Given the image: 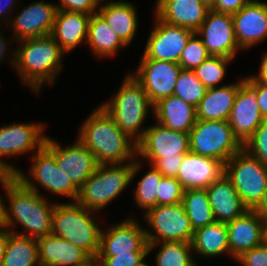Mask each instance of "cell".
Returning a JSON list of instances; mask_svg holds the SVG:
<instances>
[{"instance_id": "52", "label": "cell", "mask_w": 267, "mask_h": 266, "mask_svg": "<svg viewBox=\"0 0 267 266\" xmlns=\"http://www.w3.org/2000/svg\"><path fill=\"white\" fill-rule=\"evenodd\" d=\"M5 206H6V204L0 195V227H2L4 225Z\"/></svg>"}, {"instance_id": "15", "label": "cell", "mask_w": 267, "mask_h": 266, "mask_svg": "<svg viewBox=\"0 0 267 266\" xmlns=\"http://www.w3.org/2000/svg\"><path fill=\"white\" fill-rule=\"evenodd\" d=\"M148 244L145 229L133 217L101 231L100 246L96 257L148 252Z\"/></svg>"}, {"instance_id": "36", "label": "cell", "mask_w": 267, "mask_h": 266, "mask_svg": "<svg viewBox=\"0 0 267 266\" xmlns=\"http://www.w3.org/2000/svg\"><path fill=\"white\" fill-rule=\"evenodd\" d=\"M163 175L151 165L148 171L138 182L135 190V202L140 209L146 212L148 209L157 206V193Z\"/></svg>"}, {"instance_id": "25", "label": "cell", "mask_w": 267, "mask_h": 266, "mask_svg": "<svg viewBox=\"0 0 267 266\" xmlns=\"http://www.w3.org/2000/svg\"><path fill=\"white\" fill-rule=\"evenodd\" d=\"M206 192L216 222L227 223L248 210L224 173L206 188Z\"/></svg>"}, {"instance_id": "22", "label": "cell", "mask_w": 267, "mask_h": 266, "mask_svg": "<svg viewBox=\"0 0 267 266\" xmlns=\"http://www.w3.org/2000/svg\"><path fill=\"white\" fill-rule=\"evenodd\" d=\"M224 173V164L218 159L192 152L185 154L176 179L184 190L206 189Z\"/></svg>"}, {"instance_id": "27", "label": "cell", "mask_w": 267, "mask_h": 266, "mask_svg": "<svg viewBox=\"0 0 267 266\" xmlns=\"http://www.w3.org/2000/svg\"><path fill=\"white\" fill-rule=\"evenodd\" d=\"M90 17L81 12L57 10L50 36L68 53L82 41L86 42Z\"/></svg>"}, {"instance_id": "12", "label": "cell", "mask_w": 267, "mask_h": 266, "mask_svg": "<svg viewBox=\"0 0 267 266\" xmlns=\"http://www.w3.org/2000/svg\"><path fill=\"white\" fill-rule=\"evenodd\" d=\"M44 147L55 157L58 167L78 190L99 165L94 154L78 138L73 145L63 147L47 136Z\"/></svg>"}, {"instance_id": "10", "label": "cell", "mask_w": 267, "mask_h": 266, "mask_svg": "<svg viewBox=\"0 0 267 266\" xmlns=\"http://www.w3.org/2000/svg\"><path fill=\"white\" fill-rule=\"evenodd\" d=\"M32 160L29 172L32 179L19 170L15 174L19 180L38 193L40 190L35 183L52 194L66 196L73 201L77 200L79 190L68 180L58 167L55 157L44 146L32 155Z\"/></svg>"}, {"instance_id": "41", "label": "cell", "mask_w": 267, "mask_h": 266, "mask_svg": "<svg viewBox=\"0 0 267 266\" xmlns=\"http://www.w3.org/2000/svg\"><path fill=\"white\" fill-rule=\"evenodd\" d=\"M148 252H131V254H118L112 257H96L95 266H140L145 262Z\"/></svg>"}, {"instance_id": "19", "label": "cell", "mask_w": 267, "mask_h": 266, "mask_svg": "<svg viewBox=\"0 0 267 266\" xmlns=\"http://www.w3.org/2000/svg\"><path fill=\"white\" fill-rule=\"evenodd\" d=\"M264 120L257 104L256 91L245 80L238 89L228 119L233 134L244 145Z\"/></svg>"}, {"instance_id": "31", "label": "cell", "mask_w": 267, "mask_h": 266, "mask_svg": "<svg viewBox=\"0 0 267 266\" xmlns=\"http://www.w3.org/2000/svg\"><path fill=\"white\" fill-rule=\"evenodd\" d=\"M86 44L100 58L115 56L119 48L127 46L98 12L89 19Z\"/></svg>"}, {"instance_id": "21", "label": "cell", "mask_w": 267, "mask_h": 266, "mask_svg": "<svg viewBox=\"0 0 267 266\" xmlns=\"http://www.w3.org/2000/svg\"><path fill=\"white\" fill-rule=\"evenodd\" d=\"M40 266H95L82 248L53 234L37 239Z\"/></svg>"}, {"instance_id": "18", "label": "cell", "mask_w": 267, "mask_h": 266, "mask_svg": "<svg viewBox=\"0 0 267 266\" xmlns=\"http://www.w3.org/2000/svg\"><path fill=\"white\" fill-rule=\"evenodd\" d=\"M56 12V3L35 1L28 4L8 24L14 33L11 41L17 43L24 39L50 36Z\"/></svg>"}, {"instance_id": "1", "label": "cell", "mask_w": 267, "mask_h": 266, "mask_svg": "<svg viewBox=\"0 0 267 266\" xmlns=\"http://www.w3.org/2000/svg\"><path fill=\"white\" fill-rule=\"evenodd\" d=\"M0 183L9 202L5 206L3 226L14 234L34 239L50 235L55 203L28 188L15 174L0 171ZM17 223L22 225V233L14 229Z\"/></svg>"}, {"instance_id": "34", "label": "cell", "mask_w": 267, "mask_h": 266, "mask_svg": "<svg viewBox=\"0 0 267 266\" xmlns=\"http://www.w3.org/2000/svg\"><path fill=\"white\" fill-rule=\"evenodd\" d=\"M160 250L156 253V266H197L192 253V245L188 242H157L148 244V253L155 247ZM192 253V254H191Z\"/></svg>"}, {"instance_id": "51", "label": "cell", "mask_w": 267, "mask_h": 266, "mask_svg": "<svg viewBox=\"0 0 267 266\" xmlns=\"http://www.w3.org/2000/svg\"><path fill=\"white\" fill-rule=\"evenodd\" d=\"M4 37L5 36L2 34V32H0V61H4V59H6L9 55L8 44L10 45V43H8L7 39Z\"/></svg>"}, {"instance_id": "54", "label": "cell", "mask_w": 267, "mask_h": 266, "mask_svg": "<svg viewBox=\"0 0 267 266\" xmlns=\"http://www.w3.org/2000/svg\"><path fill=\"white\" fill-rule=\"evenodd\" d=\"M263 243L267 246V221H264L263 226Z\"/></svg>"}, {"instance_id": "20", "label": "cell", "mask_w": 267, "mask_h": 266, "mask_svg": "<svg viewBox=\"0 0 267 266\" xmlns=\"http://www.w3.org/2000/svg\"><path fill=\"white\" fill-rule=\"evenodd\" d=\"M234 33L241 50L252 48L267 38V2L249 1L232 14Z\"/></svg>"}, {"instance_id": "5", "label": "cell", "mask_w": 267, "mask_h": 266, "mask_svg": "<svg viewBox=\"0 0 267 266\" xmlns=\"http://www.w3.org/2000/svg\"><path fill=\"white\" fill-rule=\"evenodd\" d=\"M141 162L136 158L127 163L99 164L79 189L76 201L88 210L101 211L132 182L142 167Z\"/></svg>"}, {"instance_id": "40", "label": "cell", "mask_w": 267, "mask_h": 266, "mask_svg": "<svg viewBox=\"0 0 267 266\" xmlns=\"http://www.w3.org/2000/svg\"><path fill=\"white\" fill-rule=\"evenodd\" d=\"M184 191L181 183L175 177H163L157 193V205L181 203Z\"/></svg>"}, {"instance_id": "49", "label": "cell", "mask_w": 267, "mask_h": 266, "mask_svg": "<svg viewBox=\"0 0 267 266\" xmlns=\"http://www.w3.org/2000/svg\"><path fill=\"white\" fill-rule=\"evenodd\" d=\"M10 233L11 231L8 228L4 226L0 227V262L6 252L7 242H8Z\"/></svg>"}, {"instance_id": "50", "label": "cell", "mask_w": 267, "mask_h": 266, "mask_svg": "<svg viewBox=\"0 0 267 266\" xmlns=\"http://www.w3.org/2000/svg\"><path fill=\"white\" fill-rule=\"evenodd\" d=\"M254 211L258 213L264 221H267V189L263 195L261 202L254 209Z\"/></svg>"}, {"instance_id": "55", "label": "cell", "mask_w": 267, "mask_h": 266, "mask_svg": "<svg viewBox=\"0 0 267 266\" xmlns=\"http://www.w3.org/2000/svg\"><path fill=\"white\" fill-rule=\"evenodd\" d=\"M140 266H150L147 262L142 263Z\"/></svg>"}, {"instance_id": "16", "label": "cell", "mask_w": 267, "mask_h": 266, "mask_svg": "<svg viewBox=\"0 0 267 266\" xmlns=\"http://www.w3.org/2000/svg\"><path fill=\"white\" fill-rule=\"evenodd\" d=\"M196 34L211 56L234 59L238 50L241 51L234 33L232 14L210 9Z\"/></svg>"}, {"instance_id": "23", "label": "cell", "mask_w": 267, "mask_h": 266, "mask_svg": "<svg viewBox=\"0 0 267 266\" xmlns=\"http://www.w3.org/2000/svg\"><path fill=\"white\" fill-rule=\"evenodd\" d=\"M226 226L230 256L234 259L263 243L264 220L254 210H247L241 216L227 222Z\"/></svg>"}, {"instance_id": "29", "label": "cell", "mask_w": 267, "mask_h": 266, "mask_svg": "<svg viewBox=\"0 0 267 266\" xmlns=\"http://www.w3.org/2000/svg\"><path fill=\"white\" fill-rule=\"evenodd\" d=\"M130 1H107L99 4L98 13L128 46L138 29L137 9Z\"/></svg>"}, {"instance_id": "30", "label": "cell", "mask_w": 267, "mask_h": 266, "mask_svg": "<svg viewBox=\"0 0 267 266\" xmlns=\"http://www.w3.org/2000/svg\"><path fill=\"white\" fill-rule=\"evenodd\" d=\"M226 223L215 222L194 231L191 241L193 253L213 258L226 253L230 256Z\"/></svg>"}, {"instance_id": "46", "label": "cell", "mask_w": 267, "mask_h": 266, "mask_svg": "<svg viewBox=\"0 0 267 266\" xmlns=\"http://www.w3.org/2000/svg\"><path fill=\"white\" fill-rule=\"evenodd\" d=\"M250 0H216L212 8L217 12L233 14L240 11Z\"/></svg>"}, {"instance_id": "17", "label": "cell", "mask_w": 267, "mask_h": 266, "mask_svg": "<svg viewBox=\"0 0 267 266\" xmlns=\"http://www.w3.org/2000/svg\"><path fill=\"white\" fill-rule=\"evenodd\" d=\"M189 152V133L168 129L158 122L148 126L137 143V158L184 157Z\"/></svg>"}, {"instance_id": "2", "label": "cell", "mask_w": 267, "mask_h": 266, "mask_svg": "<svg viewBox=\"0 0 267 266\" xmlns=\"http://www.w3.org/2000/svg\"><path fill=\"white\" fill-rule=\"evenodd\" d=\"M11 55L12 67L19 74L24 85L38 96L42 87L53 85L62 70V59L66 54L51 37H37L18 41Z\"/></svg>"}, {"instance_id": "38", "label": "cell", "mask_w": 267, "mask_h": 266, "mask_svg": "<svg viewBox=\"0 0 267 266\" xmlns=\"http://www.w3.org/2000/svg\"><path fill=\"white\" fill-rule=\"evenodd\" d=\"M210 56L211 55L208 53V50L203 44L202 39L195 32L190 37L186 47L182 51L181 57L179 59V64L182 69L194 70Z\"/></svg>"}, {"instance_id": "39", "label": "cell", "mask_w": 267, "mask_h": 266, "mask_svg": "<svg viewBox=\"0 0 267 266\" xmlns=\"http://www.w3.org/2000/svg\"><path fill=\"white\" fill-rule=\"evenodd\" d=\"M250 155L267 166V120H264L243 145Z\"/></svg>"}, {"instance_id": "42", "label": "cell", "mask_w": 267, "mask_h": 266, "mask_svg": "<svg viewBox=\"0 0 267 266\" xmlns=\"http://www.w3.org/2000/svg\"><path fill=\"white\" fill-rule=\"evenodd\" d=\"M147 159L149 165H153L163 177H175L183 162V157L141 158Z\"/></svg>"}, {"instance_id": "43", "label": "cell", "mask_w": 267, "mask_h": 266, "mask_svg": "<svg viewBox=\"0 0 267 266\" xmlns=\"http://www.w3.org/2000/svg\"><path fill=\"white\" fill-rule=\"evenodd\" d=\"M235 261L243 266H267V246L262 243L241 253Z\"/></svg>"}, {"instance_id": "6", "label": "cell", "mask_w": 267, "mask_h": 266, "mask_svg": "<svg viewBox=\"0 0 267 266\" xmlns=\"http://www.w3.org/2000/svg\"><path fill=\"white\" fill-rule=\"evenodd\" d=\"M93 212L95 213L77 201L55 203L51 234L82 248L95 259L99 251L102 229L93 219Z\"/></svg>"}, {"instance_id": "4", "label": "cell", "mask_w": 267, "mask_h": 266, "mask_svg": "<svg viewBox=\"0 0 267 266\" xmlns=\"http://www.w3.org/2000/svg\"><path fill=\"white\" fill-rule=\"evenodd\" d=\"M125 75L118 92L100 106L124 133L138 143L147 129V126H141L146 122L149 108L154 111V104L149 100L143 85L131 73Z\"/></svg>"}, {"instance_id": "28", "label": "cell", "mask_w": 267, "mask_h": 266, "mask_svg": "<svg viewBox=\"0 0 267 266\" xmlns=\"http://www.w3.org/2000/svg\"><path fill=\"white\" fill-rule=\"evenodd\" d=\"M153 114L160 125L185 133H190L197 120L196 107L174 95L155 103Z\"/></svg>"}, {"instance_id": "26", "label": "cell", "mask_w": 267, "mask_h": 266, "mask_svg": "<svg viewBox=\"0 0 267 266\" xmlns=\"http://www.w3.org/2000/svg\"><path fill=\"white\" fill-rule=\"evenodd\" d=\"M244 82L245 76L237 83L207 89L205 96L196 107V119L228 121L238 89Z\"/></svg>"}, {"instance_id": "37", "label": "cell", "mask_w": 267, "mask_h": 266, "mask_svg": "<svg viewBox=\"0 0 267 266\" xmlns=\"http://www.w3.org/2000/svg\"><path fill=\"white\" fill-rule=\"evenodd\" d=\"M233 59L221 56H210L193 71L198 80L207 88L218 87L217 85L223 80L226 75V66Z\"/></svg>"}, {"instance_id": "33", "label": "cell", "mask_w": 267, "mask_h": 266, "mask_svg": "<svg viewBox=\"0 0 267 266\" xmlns=\"http://www.w3.org/2000/svg\"><path fill=\"white\" fill-rule=\"evenodd\" d=\"M182 204L194 231L216 222L206 189L185 190Z\"/></svg>"}, {"instance_id": "13", "label": "cell", "mask_w": 267, "mask_h": 266, "mask_svg": "<svg viewBox=\"0 0 267 266\" xmlns=\"http://www.w3.org/2000/svg\"><path fill=\"white\" fill-rule=\"evenodd\" d=\"M154 16L155 23L146 42L142 58L179 63L182 51L195 32L167 23L156 14Z\"/></svg>"}, {"instance_id": "14", "label": "cell", "mask_w": 267, "mask_h": 266, "mask_svg": "<svg viewBox=\"0 0 267 266\" xmlns=\"http://www.w3.org/2000/svg\"><path fill=\"white\" fill-rule=\"evenodd\" d=\"M181 71L179 63L141 58L132 75L143 85L149 100L155 104L173 95Z\"/></svg>"}, {"instance_id": "53", "label": "cell", "mask_w": 267, "mask_h": 266, "mask_svg": "<svg viewBox=\"0 0 267 266\" xmlns=\"http://www.w3.org/2000/svg\"><path fill=\"white\" fill-rule=\"evenodd\" d=\"M205 6H207L209 9H212L215 5L216 0H200Z\"/></svg>"}, {"instance_id": "8", "label": "cell", "mask_w": 267, "mask_h": 266, "mask_svg": "<svg viewBox=\"0 0 267 266\" xmlns=\"http://www.w3.org/2000/svg\"><path fill=\"white\" fill-rule=\"evenodd\" d=\"M190 152L218 159L225 164L243 145L234 136L228 121L196 120L189 133Z\"/></svg>"}, {"instance_id": "48", "label": "cell", "mask_w": 267, "mask_h": 266, "mask_svg": "<svg viewBox=\"0 0 267 266\" xmlns=\"http://www.w3.org/2000/svg\"><path fill=\"white\" fill-rule=\"evenodd\" d=\"M261 63H260V68L258 71L257 75H250V77L255 81V82H260V83H266L267 84V53L264 54L263 57H261Z\"/></svg>"}, {"instance_id": "44", "label": "cell", "mask_w": 267, "mask_h": 266, "mask_svg": "<svg viewBox=\"0 0 267 266\" xmlns=\"http://www.w3.org/2000/svg\"><path fill=\"white\" fill-rule=\"evenodd\" d=\"M99 0H60L57 10L94 14L98 12Z\"/></svg>"}, {"instance_id": "35", "label": "cell", "mask_w": 267, "mask_h": 266, "mask_svg": "<svg viewBox=\"0 0 267 266\" xmlns=\"http://www.w3.org/2000/svg\"><path fill=\"white\" fill-rule=\"evenodd\" d=\"M207 88L198 80L193 70L182 69L173 95L197 107L205 96Z\"/></svg>"}, {"instance_id": "11", "label": "cell", "mask_w": 267, "mask_h": 266, "mask_svg": "<svg viewBox=\"0 0 267 266\" xmlns=\"http://www.w3.org/2000/svg\"><path fill=\"white\" fill-rule=\"evenodd\" d=\"M42 124L14 122L0 127V171L16 174L20 169L4 161V157L36 153L44 146L47 136L43 135L46 125Z\"/></svg>"}, {"instance_id": "24", "label": "cell", "mask_w": 267, "mask_h": 266, "mask_svg": "<svg viewBox=\"0 0 267 266\" xmlns=\"http://www.w3.org/2000/svg\"><path fill=\"white\" fill-rule=\"evenodd\" d=\"M155 13L161 20L196 32L205 21L209 8L200 0H157Z\"/></svg>"}, {"instance_id": "7", "label": "cell", "mask_w": 267, "mask_h": 266, "mask_svg": "<svg viewBox=\"0 0 267 266\" xmlns=\"http://www.w3.org/2000/svg\"><path fill=\"white\" fill-rule=\"evenodd\" d=\"M224 174L247 209L254 210L267 189V166L242 148L224 164Z\"/></svg>"}, {"instance_id": "3", "label": "cell", "mask_w": 267, "mask_h": 266, "mask_svg": "<svg viewBox=\"0 0 267 266\" xmlns=\"http://www.w3.org/2000/svg\"><path fill=\"white\" fill-rule=\"evenodd\" d=\"M79 129L77 138L94 154L98 164L133 162L137 158V143L117 126L101 106Z\"/></svg>"}, {"instance_id": "45", "label": "cell", "mask_w": 267, "mask_h": 266, "mask_svg": "<svg viewBox=\"0 0 267 266\" xmlns=\"http://www.w3.org/2000/svg\"><path fill=\"white\" fill-rule=\"evenodd\" d=\"M245 80L255 89L259 110L267 120V84L255 82L250 76H246Z\"/></svg>"}, {"instance_id": "32", "label": "cell", "mask_w": 267, "mask_h": 266, "mask_svg": "<svg viewBox=\"0 0 267 266\" xmlns=\"http://www.w3.org/2000/svg\"><path fill=\"white\" fill-rule=\"evenodd\" d=\"M0 266H40L37 239L11 232Z\"/></svg>"}, {"instance_id": "9", "label": "cell", "mask_w": 267, "mask_h": 266, "mask_svg": "<svg viewBox=\"0 0 267 266\" xmlns=\"http://www.w3.org/2000/svg\"><path fill=\"white\" fill-rule=\"evenodd\" d=\"M144 218L153 230L145 228L148 243L188 242L191 243L194 230L181 203L157 205L144 212Z\"/></svg>"}, {"instance_id": "47", "label": "cell", "mask_w": 267, "mask_h": 266, "mask_svg": "<svg viewBox=\"0 0 267 266\" xmlns=\"http://www.w3.org/2000/svg\"><path fill=\"white\" fill-rule=\"evenodd\" d=\"M18 2L19 0H0V27L3 26L1 23L4 21L3 24L8 28V24L11 21L9 17H13L10 14H12L15 4H18Z\"/></svg>"}]
</instances>
